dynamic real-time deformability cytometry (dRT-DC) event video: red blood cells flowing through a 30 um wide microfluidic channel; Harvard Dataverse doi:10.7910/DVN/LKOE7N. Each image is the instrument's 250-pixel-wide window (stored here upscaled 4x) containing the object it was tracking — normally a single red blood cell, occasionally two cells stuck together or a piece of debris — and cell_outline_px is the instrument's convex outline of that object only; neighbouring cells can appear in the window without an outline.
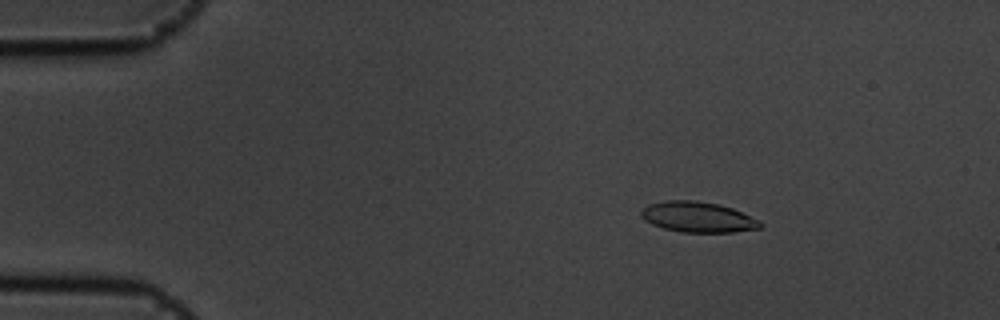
{"species": "common noctule bat (a hibernating species)", "species_latin": "Nyctalus noctula", "temperature_condition": "cold", "stored_images_in_passage": 56, "camera_frame_rate_fps": 3000, "um_per_image_px": 0.085, "animal": {"sex": "male", "body_mass_g": 19.5, "forearm_length_mm": 54.6}, "frame": {"image": 1, "passage_image": 9, "time_ms": 2.667, "image_size_px": [1000, 320], "cell_outline_px": [[764, 224], [760, 228], [732, 232], [680, 232], [664, 228], [652, 224], [644, 220], [640, 216], [640, 208], [648, 204], [668, 200], [696, 200], [720, 204], [732, 208], [760, 220]], "centroid_in_image_um": [59.29, 18.44], "position_along_channel_um": 25.7, "area_um2": 21.39}}
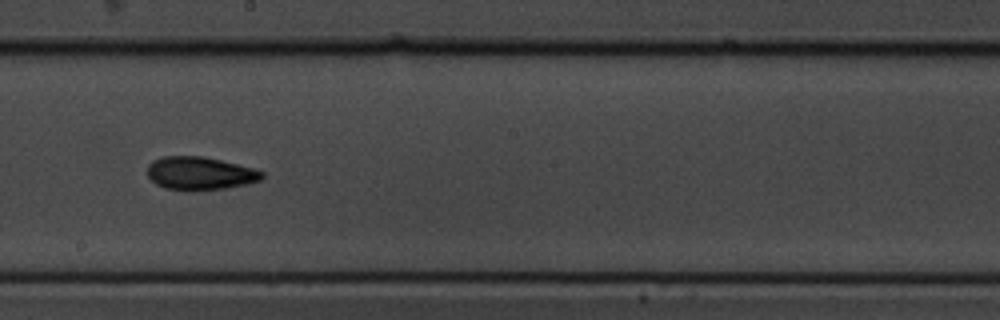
{"frame": {"image": 2, "passage_image": 32, "time_ms": 10.333, "image_size_px": [1000, 320], "cell_outline_px": [[264, 176], [260, 180], [248, 184], [224, 188], [192, 192], [188, 192], [164, 188], [156, 184], [148, 176], [148, 164], [152, 160], [164, 156], [204, 156], [256, 168], [264, 172]], "centroid_in_image_um": [17.01, 14.74], "position_along_channel_um": 231.2, "area_um2": 22.6}}
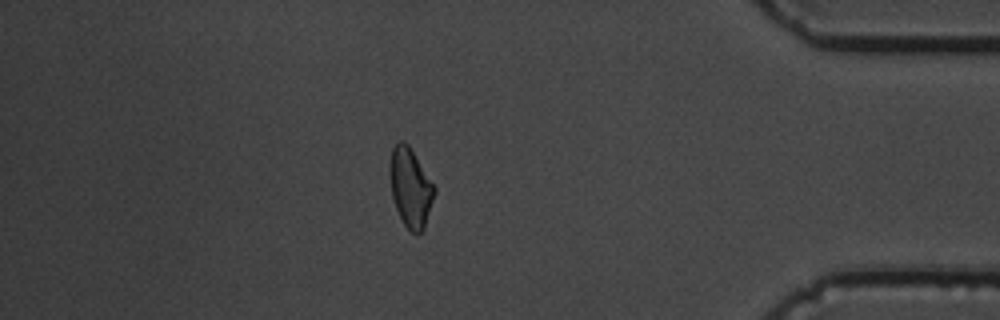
{"frame": {"image": 3, "passage_image": 49, "time_ms": 16.0, "image_size_px": [1000, 320], "cell_outline_px": [[436, 192], [424, 228], [416, 236], [404, 224], [396, 208], [392, 196], [388, 168], [392, 148], [400, 140], [404, 140], [408, 144], [436, 188]], "centroid_in_image_um": [34.88, 15.93], "position_along_channel_um": 400.3, "area_um2": 20.52}, "authors_computed_cell_mechanics": {"area_um2": 20.9525, "velocity_mm_per_s": 3.5995, "shape_relaxation_time_tau1_ms": 5.8255, "shape_relaxation_time_tau2_ms": 4.838, "deformation_change_tau1": 0.1459, "deformation_change_tau2": 0.1079}}